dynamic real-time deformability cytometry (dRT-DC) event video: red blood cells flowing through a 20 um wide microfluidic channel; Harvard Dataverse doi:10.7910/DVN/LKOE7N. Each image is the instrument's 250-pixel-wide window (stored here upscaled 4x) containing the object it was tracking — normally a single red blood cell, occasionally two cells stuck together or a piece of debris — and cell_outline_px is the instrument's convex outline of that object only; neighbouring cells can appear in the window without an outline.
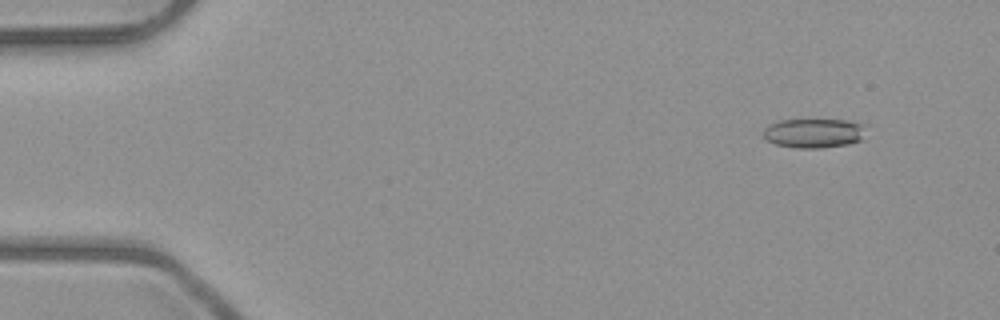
{"species": "common noctule bat (a hibernating species)", "species_latin": "Nyctalus noctula", "temperature_condition": "room temperature", "stored_images_in_passage": 6, "camera_frame_rate_fps": 3000, "um_per_image_px": 0.085, "animal": {"sex": "male", "body_mass_g": 23.1, "forearm_length_mm": 52.7}, "frame": {"image": 1, "passage_image": 2, "time_ms": 1.333, "image_size_px": [1000, 320], "cell_outline_px": [[864, 124], [860, 140], [848, 144], [820, 148], [796, 148], [776, 144], [768, 140], [764, 136], [764, 128], [776, 120], [844, 120]], "centroid_in_image_um": [69.13, 11.31], "position_along_channel_um": 15.9, "area_um2": 17.28}}
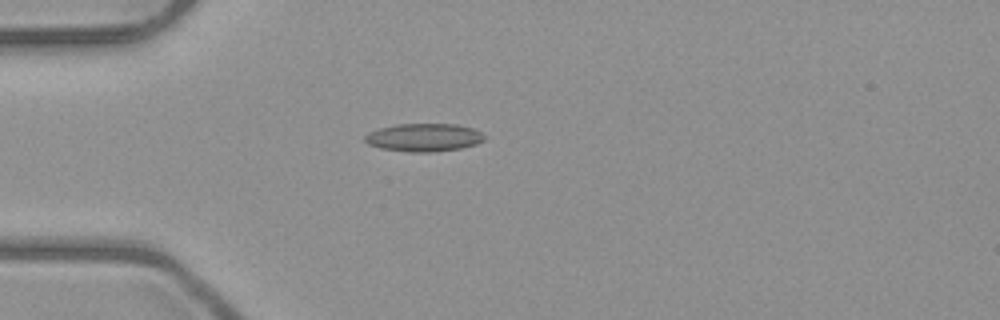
{"frame": {"image": 2, "passage_image": 5, "time_ms": 4.667, "image_size_px": [1000, 320], "cell_outline_px": [[484, 140], [476, 144], [460, 148], [428, 152], [412, 152], [380, 148], [368, 144], [364, 140], [364, 136], [368, 132], [380, 128], [396, 124], [456, 124], [472, 128], [480, 132], [484, 136]], "centroid_in_image_um": [36.0, 11.68], "position_along_channel_um": 49.0, "area_um2": 19.36}}